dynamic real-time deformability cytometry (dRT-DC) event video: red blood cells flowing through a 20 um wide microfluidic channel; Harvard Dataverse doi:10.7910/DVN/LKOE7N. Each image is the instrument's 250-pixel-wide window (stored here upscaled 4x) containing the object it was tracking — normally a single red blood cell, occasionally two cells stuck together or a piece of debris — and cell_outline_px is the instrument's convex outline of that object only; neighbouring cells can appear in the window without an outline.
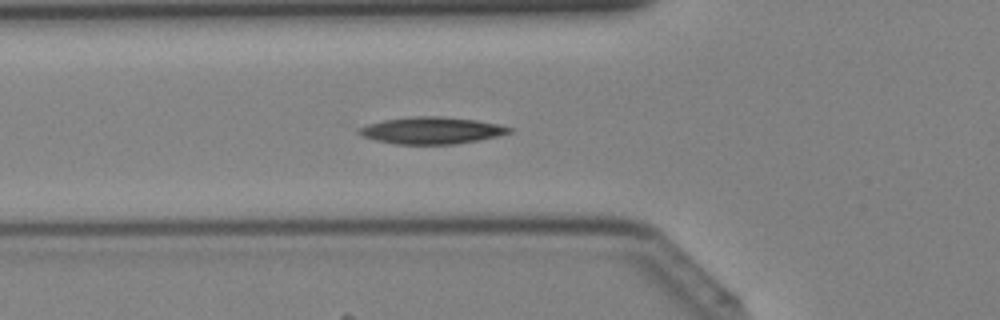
{"species": "Egyptian fruit bat (a non-hibernating species)", "species_latin": "Rousettus aegyptiacus", "temperature_condition": "cold", "stored_images_in_passage": 41, "camera_frame_rate_fps": 3000, "um_per_image_px": 0.085, "animal": {"sex": "female"}, "frame": {"image": 1, "passage_image": 14, "time_ms": 4.333, "image_size_px": [1000, 320], "cell_outline_px": [[512, 132], [496, 136], [476, 140], [452, 144], [396, 144], [376, 140], [360, 136], [356, 132], [360, 128], [368, 124], [384, 120], [408, 116], [440, 116], [476, 120], [496, 124], [512, 128]], "centroid_in_image_um": [36.63, 11.08], "position_along_channel_um": 89.2, "area_um2": 23.35}}
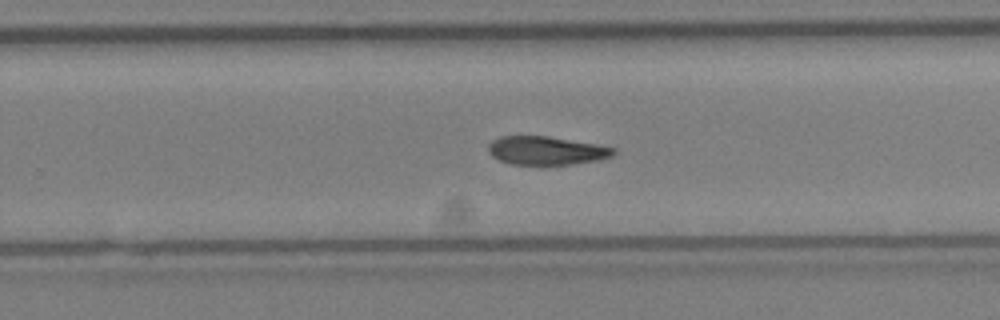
{"frame": {"image": 2, "passage_image": 26, "time_ms": 8.333, "image_size_px": [1000, 320], "cell_outline_px": [[616, 152], [612, 156], [596, 160], [572, 164], [544, 168], [512, 164], [496, 160], [488, 152], [488, 144], [492, 140], [500, 136], [548, 136], [596, 144], [616, 148]], "centroid_in_image_um": [46.39, 12.84], "position_along_channel_um": 283.4, "area_um2": 21.62}}
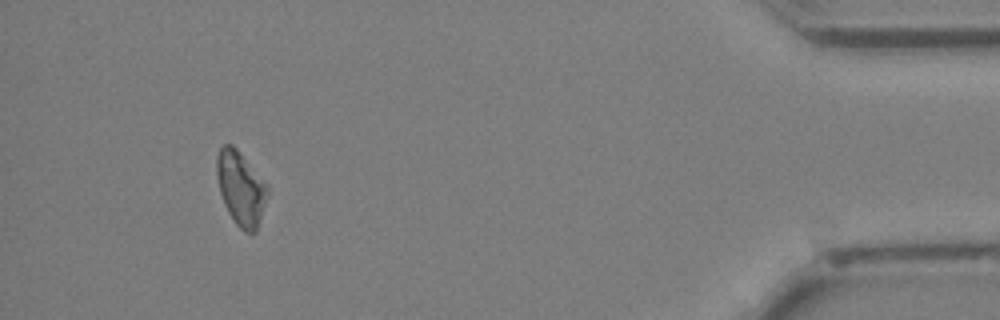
{"frame": {"image": 3, "passage_image": 38, "time_ms": 12.333, "image_size_px": [1000, 320], "cell_outline_px": [[268, 192], [260, 220], [256, 232], [244, 232], [236, 224], [228, 212], [224, 204], [220, 192], [216, 172], [216, 156], [220, 148], [224, 144], [232, 144], [236, 148], [268, 188]], "centroid_in_image_um": [20.43, 16.02], "position_along_channel_um": 414.8, "area_um2": 21.33}}